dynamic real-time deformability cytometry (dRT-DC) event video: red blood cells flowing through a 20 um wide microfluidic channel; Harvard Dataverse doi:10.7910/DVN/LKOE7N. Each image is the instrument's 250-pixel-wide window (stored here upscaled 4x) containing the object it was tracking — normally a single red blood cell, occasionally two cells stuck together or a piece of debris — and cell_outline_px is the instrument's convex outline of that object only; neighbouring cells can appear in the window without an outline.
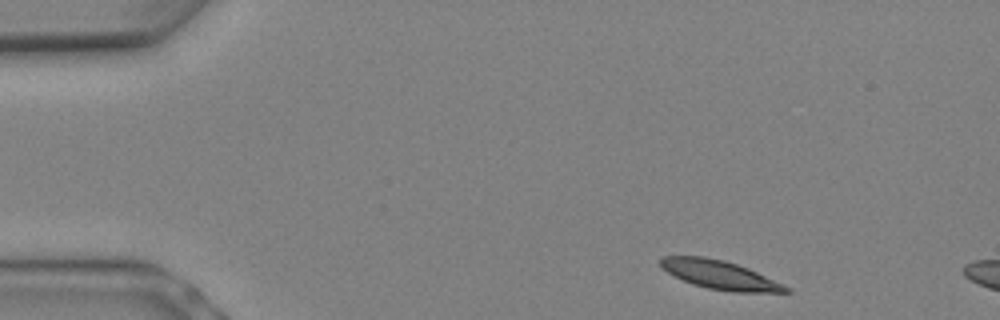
{"species": "Egyptian fruit bat (a non-hibernating species)", "species_latin": "Rousettus aegyptiacus", "temperature_condition": "warm", "stored_images_in_passage": 4, "camera_frame_rate_fps": 3000, "um_per_image_px": 0.085, "animal": {"sex": "female"}, "frame": {"image": 1, "passage_image": 1, "time_ms": 0.0, "image_size_px": [1000, 320], "cell_outline_px": [[792, 292], [732, 292], [708, 288], [692, 284], [668, 272], [660, 264], [660, 256], [704, 256], [724, 260], [748, 268], [792, 288]], "centroid_in_image_um": [61.22, 23.36], "position_along_channel_um": 23.8, "area_um2": 20.81}}